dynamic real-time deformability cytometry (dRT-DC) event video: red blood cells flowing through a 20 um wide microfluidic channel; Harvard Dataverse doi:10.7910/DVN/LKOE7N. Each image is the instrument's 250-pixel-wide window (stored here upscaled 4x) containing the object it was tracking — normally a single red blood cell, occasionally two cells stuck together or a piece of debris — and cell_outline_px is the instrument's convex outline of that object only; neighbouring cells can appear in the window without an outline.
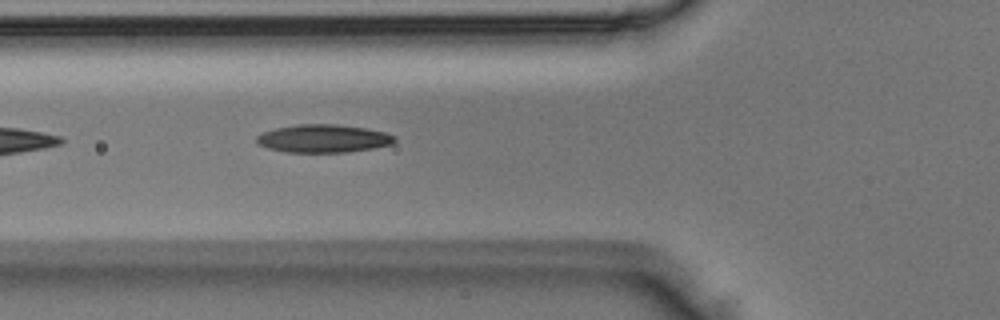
{"species": "Egyptian fruit bat (a non-hibernating species)", "species_latin": "Rousettus aegyptiacus", "temperature_condition": "room temperature", "stored_images_in_passage": 4, "camera_frame_rate_fps": 3000, "um_per_image_px": 0.085, "animal": {"sex": "male"}, "frame": {"image": 1, "passage_image": 4, "time_ms": 1.0, "image_size_px": [1000, 320], "cell_outline_px": [[396, 140], [392, 144], [372, 148], [344, 152], [288, 152], [268, 148], [256, 144], [256, 136], [260, 132], [276, 128], [296, 124], [336, 124], [364, 128], [384, 132], [396, 136]], "centroid_in_image_um": [27.44, 11.77], "position_along_channel_um": 98.4, "area_um2": 22.54}}